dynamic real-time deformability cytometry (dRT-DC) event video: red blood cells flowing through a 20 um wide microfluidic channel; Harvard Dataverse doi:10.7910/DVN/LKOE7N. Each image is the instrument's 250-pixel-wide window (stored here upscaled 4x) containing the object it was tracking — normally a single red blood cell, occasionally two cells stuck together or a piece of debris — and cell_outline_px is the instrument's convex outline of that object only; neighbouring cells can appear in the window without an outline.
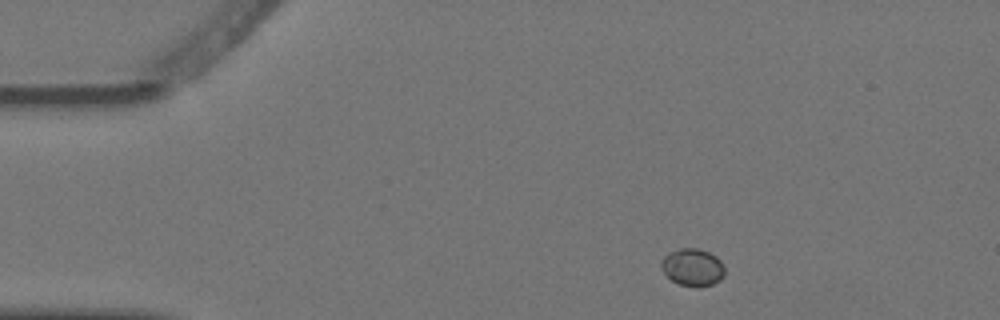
{"species": "Egyptian fruit bat (a non-hibernating species)", "species_latin": "Rousettus aegyptiacus", "temperature_condition": "warm", "stored_images_in_passage": 2, "camera_frame_rate_fps": 3000, "um_per_image_px": 0.085, "animal": {"sex": "female"}, "frame": {"image": 1, "passage_image": 1, "time_ms": 0.0, "image_size_px": [1000, 320], "cell_outline_px": [[724, 276], [720, 280], [712, 284], [696, 288], [680, 284], [672, 280], [660, 268], [660, 260], [664, 256], [680, 248], [696, 248], [708, 252], [716, 256], [720, 260], [724, 268]], "centroid_in_image_um": [58.87, 22.73], "position_along_channel_um": 26.1, "area_um2": 13.81}}